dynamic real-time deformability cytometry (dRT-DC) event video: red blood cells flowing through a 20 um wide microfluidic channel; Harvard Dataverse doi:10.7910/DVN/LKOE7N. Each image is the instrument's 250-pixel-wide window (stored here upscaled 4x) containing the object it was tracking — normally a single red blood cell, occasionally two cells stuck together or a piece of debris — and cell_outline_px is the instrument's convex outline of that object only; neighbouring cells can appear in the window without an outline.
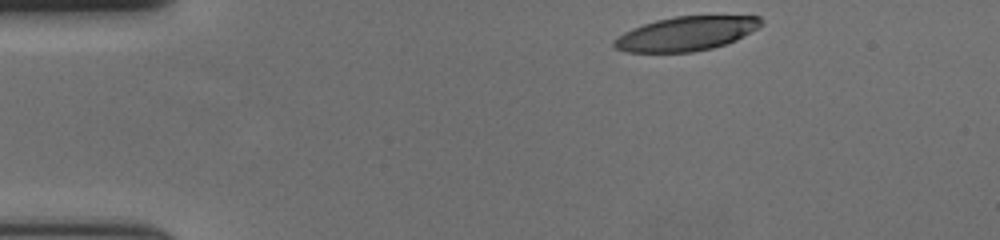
{"species": "human", "species_latin": "Homo sapiens", "temperature_condition": "cold", "stored_images_in_passage": 43, "camera_frame_rate_fps": 3000, "um_per_image_px": 0.085, "donor": {"sex": "female"}, "frame": {"image": 1, "passage_image": 1, "time_ms": 0.0, "image_size_px": [1000, 240], "cell_outline_px": [[764, 24], [736, 40], [712, 48], [692, 52], [624, 52], [612, 48], [612, 40], [616, 36], [632, 28], [656, 20], [676, 16], [760, 16], [764, 20]], "centroid_in_image_um": [58.28, 2.86], "position_along_channel_um": 26.7, "area_um2": 29.42}}
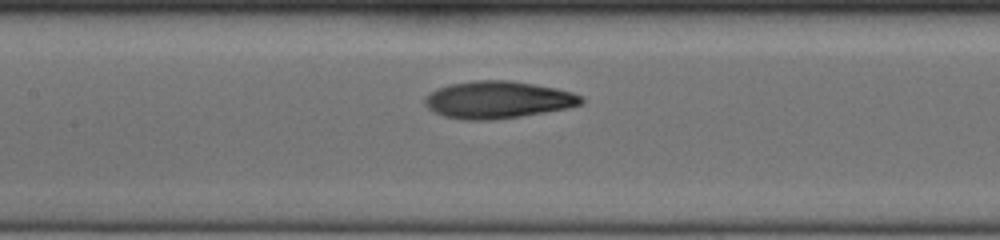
{"frame": {"image": 2, "passage_image": 19, "time_ms": 6.0, "image_size_px": [1000, 240], "cell_outline_px": [[584, 100], [580, 104], [568, 108], [520, 116], [492, 120], [464, 120], [444, 116], [428, 108], [424, 104], [424, 96], [428, 92], [436, 88], [448, 84], [476, 80], [512, 80], [556, 88], [572, 92], [584, 96]], "centroid_in_image_um": [42.29, 8.47], "position_along_channel_um": 165.1, "area_um2": 34.16}}
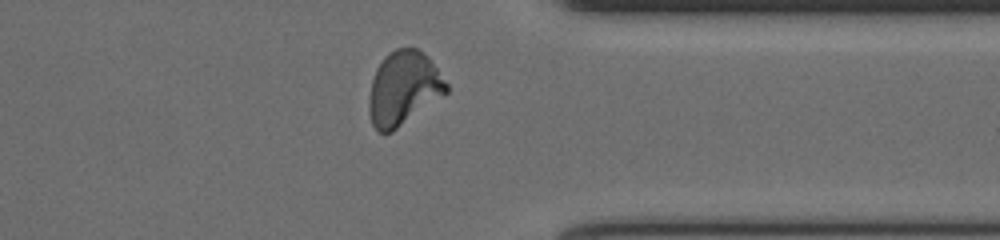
{"frame": {"image": 3, "passage_image": 37, "time_ms": 12.0, "image_size_px": [1000, 240], "cell_outline_px": [[448, 92], [392, 132], [376, 132], [372, 124], [368, 112], [368, 100], [372, 80], [376, 68], [384, 56], [388, 52], [396, 48], [416, 48], [428, 56], [448, 84]], "centroid_in_image_um": [34.27, 7.5], "position_along_channel_um": 377.1, "area_um2": 33.35}, "authors_computed_cell_mechanics": {"area_um2": 32.4258, "velocity_mm_per_s": 3.6327, "shape_relaxation_time_tau1_ms": 6.1147, "shape_relaxation_time_tau2_ms": 1.673, "deformation_change_tau1": 0.2327, "deformation_change_tau2": 0.0742}}